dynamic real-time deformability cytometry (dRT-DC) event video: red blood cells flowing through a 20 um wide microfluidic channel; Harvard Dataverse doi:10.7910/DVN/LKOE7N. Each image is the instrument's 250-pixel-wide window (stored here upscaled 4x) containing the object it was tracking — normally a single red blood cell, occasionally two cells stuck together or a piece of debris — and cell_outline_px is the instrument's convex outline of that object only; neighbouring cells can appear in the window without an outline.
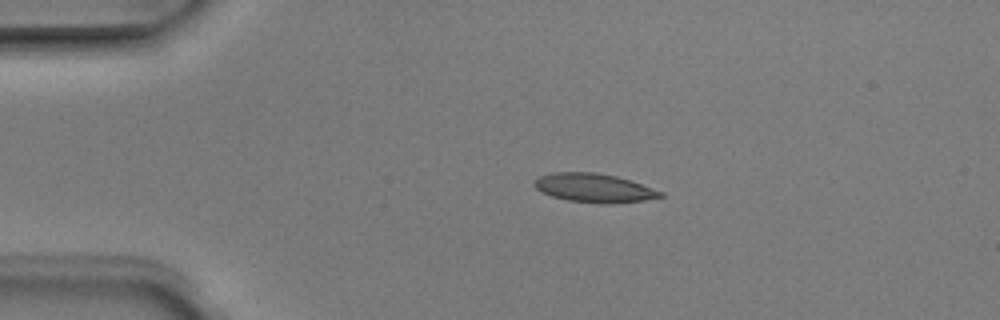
{"species": "Egyptian fruit bat (a non-hibernating species)", "species_latin": "Rousettus aegyptiacus", "temperature_condition": "room temperature", "stored_images_in_passage": 4, "camera_frame_rate_fps": 3000, "um_per_image_px": 0.085, "animal": {"sex": "male"}, "frame": {"image": 1, "passage_image": 3, "time_ms": 0.667, "image_size_px": [1000, 320], "cell_outline_px": [[664, 196], [644, 200], [612, 204], [600, 204], [568, 200], [552, 196], [536, 188], [532, 184], [540, 176], [552, 172], [596, 172], [616, 176], [632, 180], [664, 192]], "centroid_in_image_um": [50.54, 15.97], "position_along_channel_um": 34.5, "area_um2": 21.27}}